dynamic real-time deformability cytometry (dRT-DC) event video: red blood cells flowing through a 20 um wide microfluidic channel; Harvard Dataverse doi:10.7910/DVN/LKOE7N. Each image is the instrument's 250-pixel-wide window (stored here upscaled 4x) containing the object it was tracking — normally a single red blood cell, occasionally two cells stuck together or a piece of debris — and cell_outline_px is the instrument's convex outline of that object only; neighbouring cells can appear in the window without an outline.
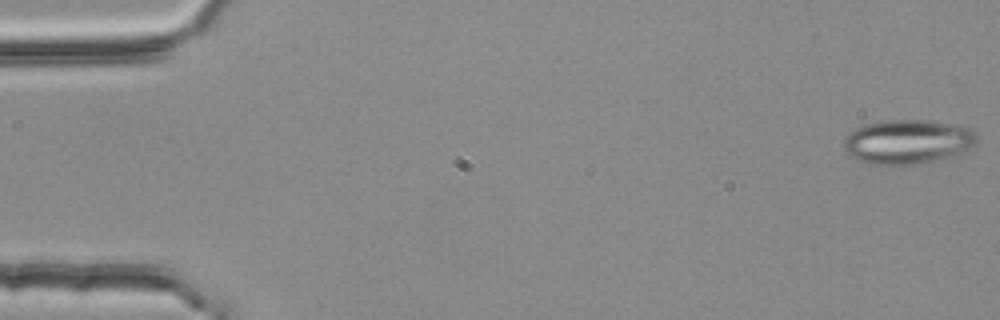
{"species": "common noctule bat (a hibernating species)", "species_latin": "Nyctalus noctula", "temperature_condition": "room temperature", "stored_images_in_passage": 4, "camera_frame_rate_fps": 3000, "um_per_image_px": 0.085, "animal": {"sex": "female", "body_mass_g": 25.1}, "frame": {"image": 1, "passage_image": 1, "time_ms": 0.0, "image_size_px": [1000, 320], "cell_outline_px": [[976, 144], [964, 152], [932, 160], [908, 164], [872, 164], [848, 156], [844, 148], [844, 140], [856, 128], [868, 124], [884, 120], [936, 120], [968, 128], [976, 132]], "centroid_in_image_um": [77.16, 12.02], "position_along_channel_um": 7.8, "area_um2": 33.87}}